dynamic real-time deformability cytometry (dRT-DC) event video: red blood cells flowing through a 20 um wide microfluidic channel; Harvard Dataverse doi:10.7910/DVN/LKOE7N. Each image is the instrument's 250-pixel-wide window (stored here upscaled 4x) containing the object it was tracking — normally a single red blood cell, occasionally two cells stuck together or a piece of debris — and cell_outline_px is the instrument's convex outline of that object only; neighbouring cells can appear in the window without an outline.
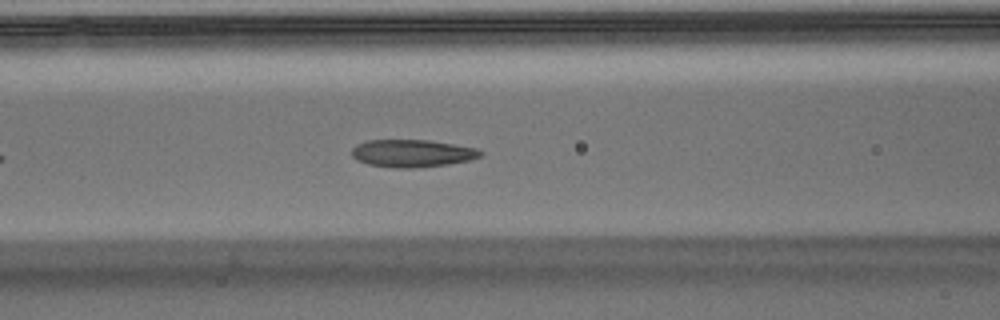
{"species": "Egyptian fruit bat (a non-hibernating species)", "species_latin": "Rousettus aegyptiacus", "temperature_condition": "warm", "stored_images_in_passage": 9, "camera_frame_rate_fps": 3000, "um_per_image_px": 0.085, "animal": {"sex": "male"}, "frame": {"image": 1, "passage_image": 6, "time_ms": 1.667, "image_size_px": [1000, 320], "cell_outline_px": [[484, 152], [480, 156], [468, 160], [448, 164], [412, 168], [396, 168], [368, 164], [356, 160], [352, 156], [352, 148], [356, 144], [368, 140], [428, 140], [476, 148]], "centroid_in_image_um": [35.0, 13.03], "position_along_channel_um": 131.6, "area_um2": 20.52}}